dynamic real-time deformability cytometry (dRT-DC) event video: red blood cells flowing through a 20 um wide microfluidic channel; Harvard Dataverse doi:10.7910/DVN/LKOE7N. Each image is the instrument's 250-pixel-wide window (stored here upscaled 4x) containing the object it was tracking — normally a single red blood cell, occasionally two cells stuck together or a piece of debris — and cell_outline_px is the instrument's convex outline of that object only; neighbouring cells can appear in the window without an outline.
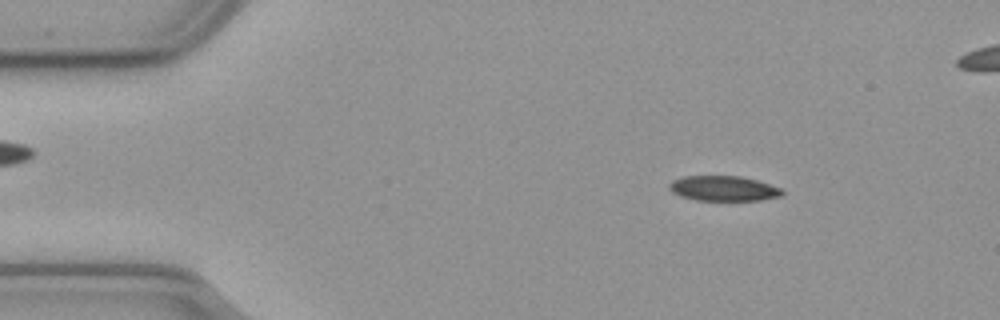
{"species": "common noctule bat (a hibernating species)", "species_latin": "Nyctalus noctula", "temperature_condition": "cold", "stored_images_in_passage": 41, "camera_frame_rate_fps": 3000, "um_per_image_px": 0.085, "animal": {"sex": "male", "body_mass_g": 23.1, "forearm_length_mm": 52.7}, "frame": {"image": 1, "passage_image": 7, "time_ms": 2.0, "image_size_px": [1000, 320], "cell_outline_px": [[784, 196], [760, 200], [696, 200], [680, 196], [672, 192], [668, 188], [668, 184], [672, 180], [684, 176], [740, 176], [756, 180], [780, 188], [784, 192]], "centroid_in_image_um": [61.48, 16.02], "position_along_channel_um": 23.5, "area_um2": 16.53}}
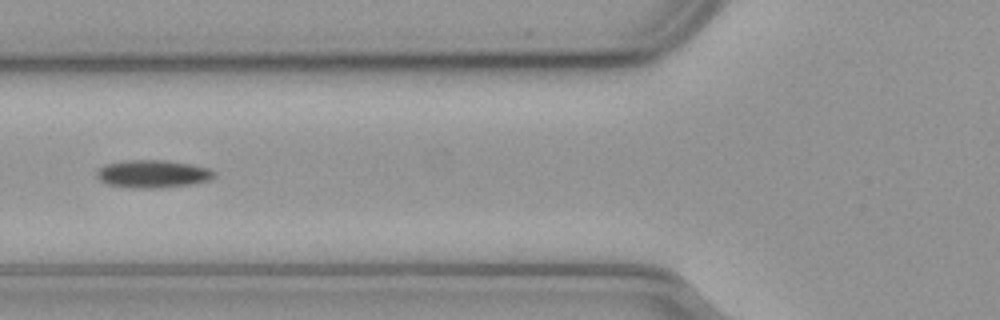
{"frame": {"image": 2, "passage_image": 20, "time_ms": 6.333, "image_size_px": [1000, 320], "cell_outline_px": [[216, 176], [208, 180], [192, 184], [160, 188], [132, 188], [108, 184], [100, 180], [96, 176], [96, 172], [104, 164], [132, 160], [164, 160], [192, 164], [208, 168], [216, 172]], "centroid_in_image_um": [13.0, 14.78], "position_along_channel_um": 112.8, "area_um2": 19.02}}
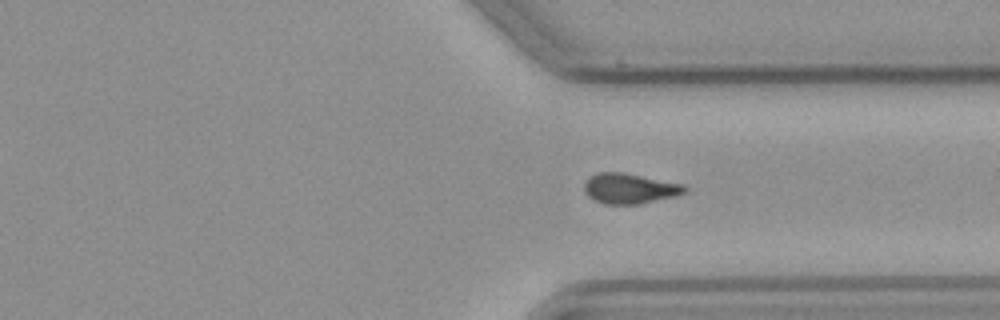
{"frame": {"image": 3, "passage_image": 40, "time_ms": 13.0, "image_size_px": [1000, 320], "cell_outline_px": [[688, 192], [676, 196], [640, 204], [604, 204], [588, 196], [584, 192], [584, 184], [596, 172], [624, 172], [684, 184], [688, 188]], "centroid_in_image_um": [53.57, 16.02], "position_along_channel_um": 357.8, "area_um2": 17.86}, "authors_computed_cell_mechanics": {"area_um2": 17.8602, "velocity_mm_per_s": 3.6726, "shape_relaxation_time_tau1_ms": 6.542, "shape_relaxation_time_tau2_ms": null, "deformation_change_tau1": 0.1502, "deformation_change_tau2": null}}